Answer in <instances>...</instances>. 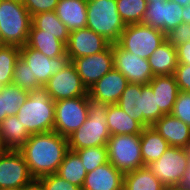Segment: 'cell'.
<instances>
[{
    "mask_svg": "<svg viewBox=\"0 0 190 190\" xmlns=\"http://www.w3.org/2000/svg\"><path fill=\"white\" fill-rule=\"evenodd\" d=\"M53 101L85 96L87 87L83 84L72 62L51 76L44 86Z\"/></svg>",
    "mask_w": 190,
    "mask_h": 190,
    "instance_id": "7c38bea8",
    "label": "cell"
},
{
    "mask_svg": "<svg viewBox=\"0 0 190 190\" xmlns=\"http://www.w3.org/2000/svg\"><path fill=\"white\" fill-rule=\"evenodd\" d=\"M55 12L69 32L87 25V0H59Z\"/></svg>",
    "mask_w": 190,
    "mask_h": 190,
    "instance_id": "ffe728a7",
    "label": "cell"
},
{
    "mask_svg": "<svg viewBox=\"0 0 190 190\" xmlns=\"http://www.w3.org/2000/svg\"><path fill=\"white\" fill-rule=\"evenodd\" d=\"M27 46L42 52L49 58H55L66 54V44L55 37L54 34L42 33L32 25L28 34Z\"/></svg>",
    "mask_w": 190,
    "mask_h": 190,
    "instance_id": "cb8c5ba5",
    "label": "cell"
},
{
    "mask_svg": "<svg viewBox=\"0 0 190 190\" xmlns=\"http://www.w3.org/2000/svg\"><path fill=\"white\" fill-rule=\"evenodd\" d=\"M71 62L83 84L89 89L114 68L113 44L100 53L75 58Z\"/></svg>",
    "mask_w": 190,
    "mask_h": 190,
    "instance_id": "4fadbf2b",
    "label": "cell"
},
{
    "mask_svg": "<svg viewBox=\"0 0 190 190\" xmlns=\"http://www.w3.org/2000/svg\"><path fill=\"white\" fill-rule=\"evenodd\" d=\"M124 174L109 161L87 173L81 190H123Z\"/></svg>",
    "mask_w": 190,
    "mask_h": 190,
    "instance_id": "ac0fdd59",
    "label": "cell"
},
{
    "mask_svg": "<svg viewBox=\"0 0 190 190\" xmlns=\"http://www.w3.org/2000/svg\"><path fill=\"white\" fill-rule=\"evenodd\" d=\"M128 84L126 77L113 68L93 84L88 89V93L102 102L117 104Z\"/></svg>",
    "mask_w": 190,
    "mask_h": 190,
    "instance_id": "e0dca14e",
    "label": "cell"
},
{
    "mask_svg": "<svg viewBox=\"0 0 190 190\" xmlns=\"http://www.w3.org/2000/svg\"><path fill=\"white\" fill-rule=\"evenodd\" d=\"M143 127L152 126L164 114L157 106L156 94L149 84H141Z\"/></svg>",
    "mask_w": 190,
    "mask_h": 190,
    "instance_id": "1f68e13d",
    "label": "cell"
},
{
    "mask_svg": "<svg viewBox=\"0 0 190 190\" xmlns=\"http://www.w3.org/2000/svg\"><path fill=\"white\" fill-rule=\"evenodd\" d=\"M140 147L144 166H147L159 159L170 146L154 127L148 126L140 134Z\"/></svg>",
    "mask_w": 190,
    "mask_h": 190,
    "instance_id": "484cf974",
    "label": "cell"
},
{
    "mask_svg": "<svg viewBox=\"0 0 190 190\" xmlns=\"http://www.w3.org/2000/svg\"><path fill=\"white\" fill-rule=\"evenodd\" d=\"M190 127V93L179 91L171 113Z\"/></svg>",
    "mask_w": 190,
    "mask_h": 190,
    "instance_id": "8d00e7d4",
    "label": "cell"
},
{
    "mask_svg": "<svg viewBox=\"0 0 190 190\" xmlns=\"http://www.w3.org/2000/svg\"><path fill=\"white\" fill-rule=\"evenodd\" d=\"M166 40L175 48L190 41V24L182 23L166 34Z\"/></svg>",
    "mask_w": 190,
    "mask_h": 190,
    "instance_id": "f35d334b",
    "label": "cell"
},
{
    "mask_svg": "<svg viewBox=\"0 0 190 190\" xmlns=\"http://www.w3.org/2000/svg\"><path fill=\"white\" fill-rule=\"evenodd\" d=\"M166 188L147 166L124 174L123 190H166Z\"/></svg>",
    "mask_w": 190,
    "mask_h": 190,
    "instance_id": "4316f807",
    "label": "cell"
},
{
    "mask_svg": "<svg viewBox=\"0 0 190 190\" xmlns=\"http://www.w3.org/2000/svg\"><path fill=\"white\" fill-rule=\"evenodd\" d=\"M125 26L117 11L116 0H87L88 29L113 44L119 41Z\"/></svg>",
    "mask_w": 190,
    "mask_h": 190,
    "instance_id": "277c9868",
    "label": "cell"
},
{
    "mask_svg": "<svg viewBox=\"0 0 190 190\" xmlns=\"http://www.w3.org/2000/svg\"><path fill=\"white\" fill-rule=\"evenodd\" d=\"M170 1L176 2L177 4L181 5L182 7H185L188 4H190V0H170Z\"/></svg>",
    "mask_w": 190,
    "mask_h": 190,
    "instance_id": "7dc6e473",
    "label": "cell"
},
{
    "mask_svg": "<svg viewBox=\"0 0 190 190\" xmlns=\"http://www.w3.org/2000/svg\"><path fill=\"white\" fill-rule=\"evenodd\" d=\"M35 180L57 173L66 153L68 139L55 131L30 135L26 144L19 150Z\"/></svg>",
    "mask_w": 190,
    "mask_h": 190,
    "instance_id": "6da1fadb",
    "label": "cell"
},
{
    "mask_svg": "<svg viewBox=\"0 0 190 190\" xmlns=\"http://www.w3.org/2000/svg\"><path fill=\"white\" fill-rule=\"evenodd\" d=\"M154 76L172 75L178 65L176 48L165 40L148 58Z\"/></svg>",
    "mask_w": 190,
    "mask_h": 190,
    "instance_id": "603a6c76",
    "label": "cell"
},
{
    "mask_svg": "<svg viewBox=\"0 0 190 190\" xmlns=\"http://www.w3.org/2000/svg\"><path fill=\"white\" fill-rule=\"evenodd\" d=\"M55 123L53 131L68 137L82 126L88 116L86 95L55 102Z\"/></svg>",
    "mask_w": 190,
    "mask_h": 190,
    "instance_id": "30bf717a",
    "label": "cell"
},
{
    "mask_svg": "<svg viewBox=\"0 0 190 190\" xmlns=\"http://www.w3.org/2000/svg\"><path fill=\"white\" fill-rule=\"evenodd\" d=\"M5 46H6V43L3 39L2 33L0 32V49L5 47Z\"/></svg>",
    "mask_w": 190,
    "mask_h": 190,
    "instance_id": "c3c4849f",
    "label": "cell"
},
{
    "mask_svg": "<svg viewBox=\"0 0 190 190\" xmlns=\"http://www.w3.org/2000/svg\"><path fill=\"white\" fill-rule=\"evenodd\" d=\"M34 180L20 151L0 152V190L22 189Z\"/></svg>",
    "mask_w": 190,
    "mask_h": 190,
    "instance_id": "9c48e42d",
    "label": "cell"
},
{
    "mask_svg": "<svg viewBox=\"0 0 190 190\" xmlns=\"http://www.w3.org/2000/svg\"><path fill=\"white\" fill-rule=\"evenodd\" d=\"M30 134L16 115L7 116L0 123V140L5 150L19 151Z\"/></svg>",
    "mask_w": 190,
    "mask_h": 190,
    "instance_id": "7402d4cb",
    "label": "cell"
},
{
    "mask_svg": "<svg viewBox=\"0 0 190 190\" xmlns=\"http://www.w3.org/2000/svg\"><path fill=\"white\" fill-rule=\"evenodd\" d=\"M188 149L169 147L156 161L147 167L167 188L178 186L188 168Z\"/></svg>",
    "mask_w": 190,
    "mask_h": 190,
    "instance_id": "ba28073f",
    "label": "cell"
},
{
    "mask_svg": "<svg viewBox=\"0 0 190 190\" xmlns=\"http://www.w3.org/2000/svg\"><path fill=\"white\" fill-rule=\"evenodd\" d=\"M117 105L143 126L141 84L129 83Z\"/></svg>",
    "mask_w": 190,
    "mask_h": 190,
    "instance_id": "f546056e",
    "label": "cell"
},
{
    "mask_svg": "<svg viewBox=\"0 0 190 190\" xmlns=\"http://www.w3.org/2000/svg\"><path fill=\"white\" fill-rule=\"evenodd\" d=\"M12 83L27 91L42 88L38 81H31L30 66L20 56L15 62Z\"/></svg>",
    "mask_w": 190,
    "mask_h": 190,
    "instance_id": "d590c367",
    "label": "cell"
},
{
    "mask_svg": "<svg viewBox=\"0 0 190 190\" xmlns=\"http://www.w3.org/2000/svg\"><path fill=\"white\" fill-rule=\"evenodd\" d=\"M173 75L179 90L190 93V64H178Z\"/></svg>",
    "mask_w": 190,
    "mask_h": 190,
    "instance_id": "60d3db41",
    "label": "cell"
},
{
    "mask_svg": "<svg viewBox=\"0 0 190 190\" xmlns=\"http://www.w3.org/2000/svg\"><path fill=\"white\" fill-rule=\"evenodd\" d=\"M107 154L108 161L123 174L144 167L140 134L111 135Z\"/></svg>",
    "mask_w": 190,
    "mask_h": 190,
    "instance_id": "8992f818",
    "label": "cell"
},
{
    "mask_svg": "<svg viewBox=\"0 0 190 190\" xmlns=\"http://www.w3.org/2000/svg\"><path fill=\"white\" fill-rule=\"evenodd\" d=\"M20 57L30 66L31 81H38L42 87L47 84L52 75L71 62L67 54L49 58L26 44L20 47Z\"/></svg>",
    "mask_w": 190,
    "mask_h": 190,
    "instance_id": "8fae6325",
    "label": "cell"
},
{
    "mask_svg": "<svg viewBox=\"0 0 190 190\" xmlns=\"http://www.w3.org/2000/svg\"><path fill=\"white\" fill-rule=\"evenodd\" d=\"M180 188L190 190V162L188 163V168L186 172L183 174L180 184L178 185Z\"/></svg>",
    "mask_w": 190,
    "mask_h": 190,
    "instance_id": "7bdbcfd3",
    "label": "cell"
},
{
    "mask_svg": "<svg viewBox=\"0 0 190 190\" xmlns=\"http://www.w3.org/2000/svg\"><path fill=\"white\" fill-rule=\"evenodd\" d=\"M38 181L44 190H81L80 187L71 184L56 173L43 176Z\"/></svg>",
    "mask_w": 190,
    "mask_h": 190,
    "instance_id": "74e56055",
    "label": "cell"
},
{
    "mask_svg": "<svg viewBox=\"0 0 190 190\" xmlns=\"http://www.w3.org/2000/svg\"><path fill=\"white\" fill-rule=\"evenodd\" d=\"M59 0H25L24 6L31 17L40 12L55 11Z\"/></svg>",
    "mask_w": 190,
    "mask_h": 190,
    "instance_id": "ab89813d",
    "label": "cell"
},
{
    "mask_svg": "<svg viewBox=\"0 0 190 190\" xmlns=\"http://www.w3.org/2000/svg\"><path fill=\"white\" fill-rule=\"evenodd\" d=\"M152 127L169 143L170 147H190V127L172 114L163 115Z\"/></svg>",
    "mask_w": 190,
    "mask_h": 190,
    "instance_id": "d6986e66",
    "label": "cell"
},
{
    "mask_svg": "<svg viewBox=\"0 0 190 190\" xmlns=\"http://www.w3.org/2000/svg\"><path fill=\"white\" fill-rule=\"evenodd\" d=\"M42 33L54 34L56 38L67 44L70 32L66 25L58 18L55 11L40 12L32 16V24Z\"/></svg>",
    "mask_w": 190,
    "mask_h": 190,
    "instance_id": "83f0119b",
    "label": "cell"
},
{
    "mask_svg": "<svg viewBox=\"0 0 190 190\" xmlns=\"http://www.w3.org/2000/svg\"><path fill=\"white\" fill-rule=\"evenodd\" d=\"M188 159H189V162H190V147L188 148Z\"/></svg>",
    "mask_w": 190,
    "mask_h": 190,
    "instance_id": "db71d44e",
    "label": "cell"
},
{
    "mask_svg": "<svg viewBox=\"0 0 190 190\" xmlns=\"http://www.w3.org/2000/svg\"><path fill=\"white\" fill-rule=\"evenodd\" d=\"M7 117L4 111V95H0V123Z\"/></svg>",
    "mask_w": 190,
    "mask_h": 190,
    "instance_id": "bcb514c9",
    "label": "cell"
},
{
    "mask_svg": "<svg viewBox=\"0 0 190 190\" xmlns=\"http://www.w3.org/2000/svg\"><path fill=\"white\" fill-rule=\"evenodd\" d=\"M20 56V47L6 45L0 49V87L12 83L15 62Z\"/></svg>",
    "mask_w": 190,
    "mask_h": 190,
    "instance_id": "d6a6232c",
    "label": "cell"
},
{
    "mask_svg": "<svg viewBox=\"0 0 190 190\" xmlns=\"http://www.w3.org/2000/svg\"><path fill=\"white\" fill-rule=\"evenodd\" d=\"M31 24L32 17L23 3L0 0V32L6 45L24 46Z\"/></svg>",
    "mask_w": 190,
    "mask_h": 190,
    "instance_id": "5b68a950",
    "label": "cell"
},
{
    "mask_svg": "<svg viewBox=\"0 0 190 190\" xmlns=\"http://www.w3.org/2000/svg\"><path fill=\"white\" fill-rule=\"evenodd\" d=\"M13 1H16V2H19V3H23L25 2V0H13Z\"/></svg>",
    "mask_w": 190,
    "mask_h": 190,
    "instance_id": "f5cc1de1",
    "label": "cell"
},
{
    "mask_svg": "<svg viewBox=\"0 0 190 190\" xmlns=\"http://www.w3.org/2000/svg\"><path fill=\"white\" fill-rule=\"evenodd\" d=\"M183 23L190 24V4L183 7Z\"/></svg>",
    "mask_w": 190,
    "mask_h": 190,
    "instance_id": "f6af8a7d",
    "label": "cell"
},
{
    "mask_svg": "<svg viewBox=\"0 0 190 190\" xmlns=\"http://www.w3.org/2000/svg\"><path fill=\"white\" fill-rule=\"evenodd\" d=\"M56 174L71 184L82 188L87 172L79 155L75 151L69 150Z\"/></svg>",
    "mask_w": 190,
    "mask_h": 190,
    "instance_id": "f1b7e54d",
    "label": "cell"
},
{
    "mask_svg": "<svg viewBox=\"0 0 190 190\" xmlns=\"http://www.w3.org/2000/svg\"><path fill=\"white\" fill-rule=\"evenodd\" d=\"M55 101L44 87L29 91L27 100L16 113L30 135L50 132L55 123Z\"/></svg>",
    "mask_w": 190,
    "mask_h": 190,
    "instance_id": "3957f363",
    "label": "cell"
},
{
    "mask_svg": "<svg viewBox=\"0 0 190 190\" xmlns=\"http://www.w3.org/2000/svg\"><path fill=\"white\" fill-rule=\"evenodd\" d=\"M86 103L88 116L85 123L67 137L71 151L107 146L111 136L106 119L109 104L94 98L89 93L86 94Z\"/></svg>",
    "mask_w": 190,
    "mask_h": 190,
    "instance_id": "7a4b0ae2",
    "label": "cell"
},
{
    "mask_svg": "<svg viewBox=\"0 0 190 190\" xmlns=\"http://www.w3.org/2000/svg\"><path fill=\"white\" fill-rule=\"evenodd\" d=\"M106 119L110 135L141 134L144 129L117 104H109Z\"/></svg>",
    "mask_w": 190,
    "mask_h": 190,
    "instance_id": "d4e9b609",
    "label": "cell"
},
{
    "mask_svg": "<svg viewBox=\"0 0 190 190\" xmlns=\"http://www.w3.org/2000/svg\"><path fill=\"white\" fill-rule=\"evenodd\" d=\"M114 68L120 71L129 83L148 84L154 77L148 59L124 50L118 43H113Z\"/></svg>",
    "mask_w": 190,
    "mask_h": 190,
    "instance_id": "5bb4252c",
    "label": "cell"
},
{
    "mask_svg": "<svg viewBox=\"0 0 190 190\" xmlns=\"http://www.w3.org/2000/svg\"><path fill=\"white\" fill-rule=\"evenodd\" d=\"M163 1H166V0H147V3H150V2H163Z\"/></svg>",
    "mask_w": 190,
    "mask_h": 190,
    "instance_id": "f907efd6",
    "label": "cell"
},
{
    "mask_svg": "<svg viewBox=\"0 0 190 190\" xmlns=\"http://www.w3.org/2000/svg\"><path fill=\"white\" fill-rule=\"evenodd\" d=\"M148 84L156 94L157 106L161 112L164 115L171 114L180 91L174 75L154 76Z\"/></svg>",
    "mask_w": 190,
    "mask_h": 190,
    "instance_id": "44dd1931",
    "label": "cell"
},
{
    "mask_svg": "<svg viewBox=\"0 0 190 190\" xmlns=\"http://www.w3.org/2000/svg\"><path fill=\"white\" fill-rule=\"evenodd\" d=\"M3 150H5V149H4V147H3L2 143H1V140H0V152H2Z\"/></svg>",
    "mask_w": 190,
    "mask_h": 190,
    "instance_id": "816d5d0a",
    "label": "cell"
},
{
    "mask_svg": "<svg viewBox=\"0 0 190 190\" xmlns=\"http://www.w3.org/2000/svg\"><path fill=\"white\" fill-rule=\"evenodd\" d=\"M183 7L176 2L147 3L143 24L161 30L165 35L183 23Z\"/></svg>",
    "mask_w": 190,
    "mask_h": 190,
    "instance_id": "9a60e30c",
    "label": "cell"
},
{
    "mask_svg": "<svg viewBox=\"0 0 190 190\" xmlns=\"http://www.w3.org/2000/svg\"><path fill=\"white\" fill-rule=\"evenodd\" d=\"M116 4L117 11L125 25L143 22L147 0H116Z\"/></svg>",
    "mask_w": 190,
    "mask_h": 190,
    "instance_id": "4dcf8cb0",
    "label": "cell"
},
{
    "mask_svg": "<svg viewBox=\"0 0 190 190\" xmlns=\"http://www.w3.org/2000/svg\"><path fill=\"white\" fill-rule=\"evenodd\" d=\"M178 64H190V41L176 47Z\"/></svg>",
    "mask_w": 190,
    "mask_h": 190,
    "instance_id": "b9f144b4",
    "label": "cell"
},
{
    "mask_svg": "<svg viewBox=\"0 0 190 190\" xmlns=\"http://www.w3.org/2000/svg\"><path fill=\"white\" fill-rule=\"evenodd\" d=\"M166 190H186V189L180 188L179 186H175V187H168L166 188Z\"/></svg>",
    "mask_w": 190,
    "mask_h": 190,
    "instance_id": "681fc988",
    "label": "cell"
},
{
    "mask_svg": "<svg viewBox=\"0 0 190 190\" xmlns=\"http://www.w3.org/2000/svg\"><path fill=\"white\" fill-rule=\"evenodd\" d=\"M80 157L86 172L108 162L107 146H96L74 150Z\"/></svg>",
    "mask_w": 190,
    "mask_h": 190,
    "instance_id": "e575fe53",
    "label": "cell"
},
{
    "mask_svg": "<svg viewBox=\"0 0 190 190\" xmlns=\"http://www.w3.org/2000/svg\"><path fill=\"white\" fill-rule=\"evenodd\" d=\"M110 44L103 36L85 27L70 32L66 44V54L72 61L75 58L100 53Z\"/></svg>",
    "mask_w": 190,
    "mask_h": 190,
    "instance_id": "2e32d148",
    "label": "cell"
},
{
    "mask_svg": "<svg viewBox=\"0 0 190 190\" xmlns=\"http://www.w3.org/2000/svg\"><path fill=\"white\" fill-rule=\"evenodd\" d=\"M0 95H4V111L7 116L16 115L19 107L27 100L29 91L14 83L0 87Z\"/></svg>",
    "mask_w": 190,
    "mask_h": 190,
    "instance_id": "836d02e7",
    "label": "cell"
},
{
    "mask_svg": "<svg viewBox=\"0 0 190 190\" xmlns=\"http://www.w3.org/2000/svg\"><path fill=\"white\" fill-rule=\"evenodd\" d=\"M165 40L166 35L161 30L137 23L126 25L117 43L124 50L148 59Z\"/></svg>",
    "mask_w": 190,
    "mask_h": 190,
    "instance_id": "52a82bcc",
    "label": "cell"
},
{
    "mask_svg": "<svg viewBox=\"0 0 190 190\" xmlns=\"http://www.w3.org/2000/svg\"><path fill=\"white\" fill-rule=\"evenodd\" d=\"M23 190H44L38 180H34L29 185L25 186Z\"/></svg>",
    "mask_w": 190,
    "mask_h": 190,
    "instance_id": "ee69618b",
    "label": "cell"
}]
</instances>
